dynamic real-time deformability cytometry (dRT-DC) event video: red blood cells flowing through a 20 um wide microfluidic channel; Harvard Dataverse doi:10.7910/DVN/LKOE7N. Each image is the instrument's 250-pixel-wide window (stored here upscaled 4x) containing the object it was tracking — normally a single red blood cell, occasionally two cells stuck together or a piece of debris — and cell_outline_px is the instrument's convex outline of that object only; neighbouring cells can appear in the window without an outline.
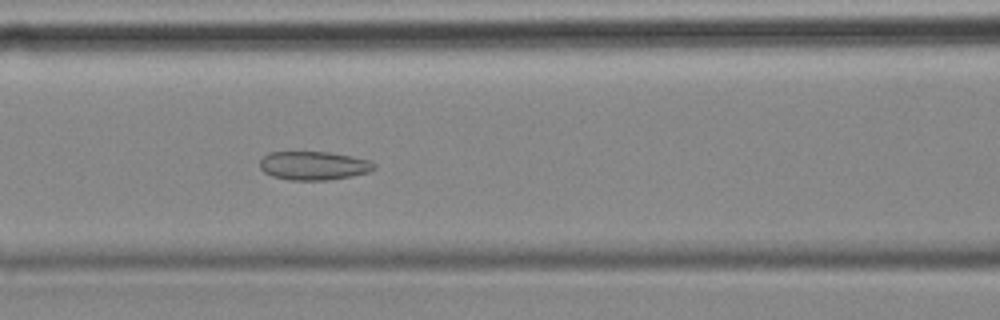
{"species": "common noctule bat (a hibernating species)", "species_latin": "Nyctalus noctula", "temperature_condition": "cold", "stored_images_in_passage": 56, "camera_frame_rate_fps": 3000, "um_per_image_px": 0.085, "animal": {"sex": "female", "body_mass_g": 18.4}, "frame": {"image": 1, "passage_image": 23, "time_ms": 7.333, "image_size_px": [1000, 320], "cell_outline_px": [[376, 168], [368, 172], [352, 176], [328, 180], [288, 180], [272, 176], [264, 172], [260, 168], [260, 160], [268, 152], [328, 152], [352, 156], [372, 160], [376, 164]], "centroid_in_image_um": [26.68, 14.08], "position_along_channel_um": 139.9, "area_um2": 19.25}}
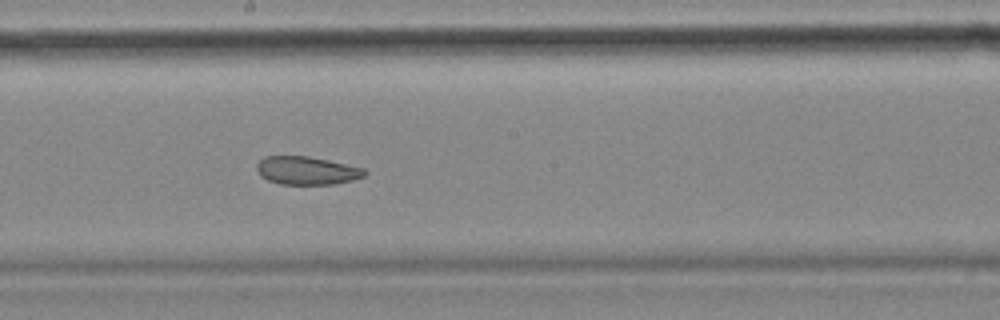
{"frame": {"image": 2, "passage_image": 30, "time_ms": 9.667, "image_size_px": [1000, 320], "cell_outline_px": [[368, 172], [364, 176], [352, 180], [332, 184], [280, 184], [268, 180], [260, 176], [256, 168], [256, 164], [264, 156], [308, 156], [328, 160], [364, 168]], "centroid_in_image_um": [26.06, 14.49], "position_along_channel_um": 222.1, "area_um2": 17.69}}
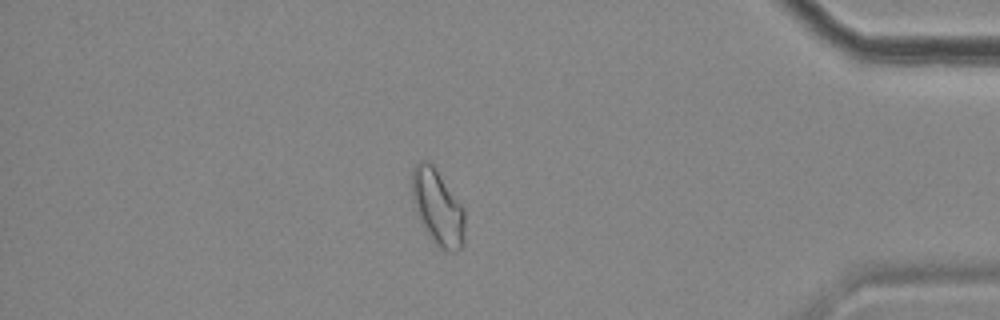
{"frame": {"image": 3, "passage_image": 48, "time_ms": 15.667, "image_size_px": [1000, 320], "cell_outline_px": [[464, 244], [456, 252], [452, 252], [440, 248], [428, 236], [416, 212], [412, 200], [412, 168], [420, 160], [428, 160], [432, 164], [464, 208]], "centroid_in_image_um": [37.19, 17.63], "position_along_channel_um": 398.0, "area_um2": 23.24}, "authors_computed_cell_mechanics": {"area_um2": 21.7617, "velocity_mm_per_s": 3.5396, "shape_relaxation_time_tau1_ms": null, "shape_relaxation_time_tau2_ms": 2.5379, "deformation_change_tau1": null, "deformation_change_tau2": 0.0867}}